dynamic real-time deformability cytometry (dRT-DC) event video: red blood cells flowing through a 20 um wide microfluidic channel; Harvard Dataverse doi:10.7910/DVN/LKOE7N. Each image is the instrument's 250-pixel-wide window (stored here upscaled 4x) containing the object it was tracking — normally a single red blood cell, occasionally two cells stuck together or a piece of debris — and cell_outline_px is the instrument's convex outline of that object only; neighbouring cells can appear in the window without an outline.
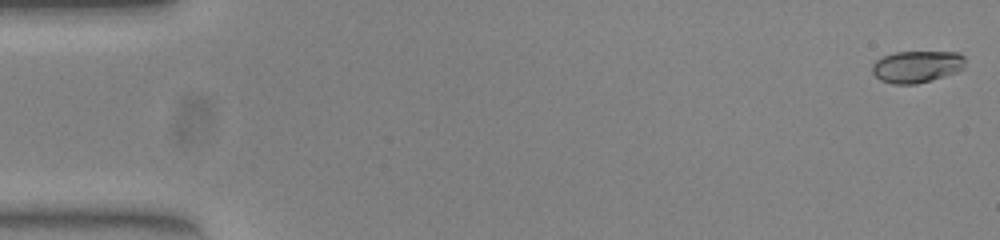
{"species": "common noctule bat (a hibernating species)", "species_latin": "Nyctalus noctula", "temperature_condition": "warm", "stored_images_in_passage": 53, "camera_frame_rate_fps": 3000, "um_per_image_px": 0.085, "animal": {"sex": "female", "body_mass_g": 23.0, "forearm_length_mm": 53.4}, "frame": {"image": 1, "passage_image": 1, "time_ms": 0.0, "image_size_px": [1000, 240], "cell_outline_px": [[964, 68], [956, 72], [944, 76], [916, 84], [892, 84], [880, 80], [872, 72], [872, 64], [876, 60], [892, 52], [956, 52], [964, 56]], "centroid_in_image_um": [77.91, 5.66], "position_along_channel_um": 7.1, "area_um2": 17.28}}
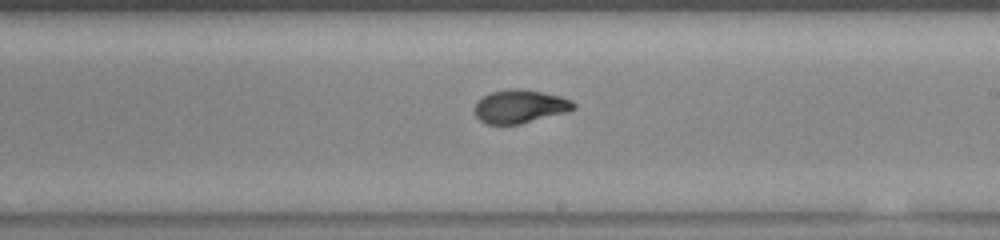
{"frame": {"image": 2, "passage_image": 31, "time_ms": 10.0, "image_size_px": [1000, 240], "cell_outline_px": [[576, 108], [568, 112], [520, 124], [488, 124], [480, 120], [476, 116], [476, 104], [484, 96], [492, 92], [512, 88], [516, 88], [540, 92], [560, 96], [572, 100], [576, 104]], "centroid_in_image_um": [44.25, 9.05], "position_along_channel_um": 244.8, "area_um2": 19.02}}
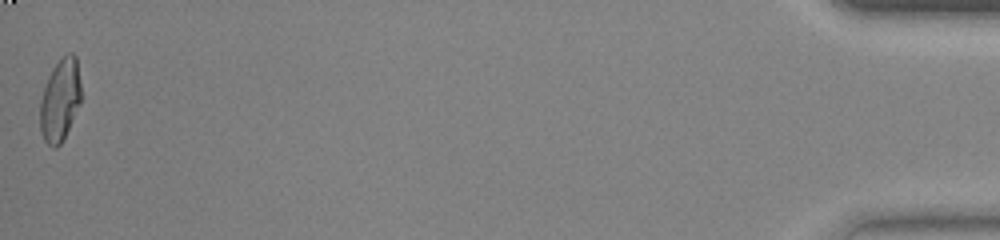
{"frame": {"image": 3, "passage_image": 53, "time_ms": 17.333, "image_size_px": [1000, 240], "cell_outline_px": [[80, 104], [60, 144], [56, 148], [52, 148], [44, 140], [40, 132], [40, 100], [48, 76], [52, 68], [68, 52], [72, 52], [76, 56], [80, 84]], "centroid_in_image_um": [5.09, 8.51], "position_along_channel_um": 430.1, "area_um2": 19.48}, "authors_computed_cell_mechanics": {"area_um2": 19.074, "velocity_mm_per_s": 3.8947, "shape_relaxation_time_tau1_ms": 5.5916, "shape_relaxation_time_tau2_ms": 0.8652, "deformation_change_tau1": 0.2491, "deformation_change_tau2": 0.0624}}